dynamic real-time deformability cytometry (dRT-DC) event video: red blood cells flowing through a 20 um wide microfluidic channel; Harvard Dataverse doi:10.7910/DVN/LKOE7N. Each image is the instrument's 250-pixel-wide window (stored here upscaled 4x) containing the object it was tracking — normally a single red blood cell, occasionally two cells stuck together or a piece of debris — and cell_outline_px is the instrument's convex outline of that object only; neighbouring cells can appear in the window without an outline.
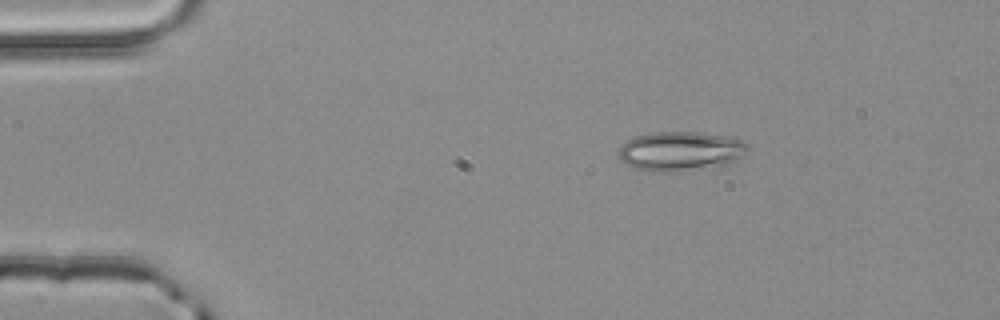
{"species": "common noctule bat (a hibernating species)", "species_latin": "Nyctalus noctula", "temperature_condition": "room temperature", "stored_images_in_passage": 2, "camera_frame_rate_fps": 3000, "um_per_image_px": 0.085, "animal": {"sex": "male", "body_mass_g": 20.4}, "frame": {"image": 1, "passage_image": 1, "time_ms": 0.0, "image_size_px": [1000, 320], "cell_outline_px": [[748, 152], [744, 156], [732, 164], [720, 168], [676, 172], [652, 172], [636, 168], [620, 160], [620, 144], [636, 136], [660, 132], [692, 132], [728, 136], [740, 140], [748, 144]], "centroid_in_image_um": [57.93, 12.89], "position_along_channel_um": 27.1, "area_um2": 30.23}}